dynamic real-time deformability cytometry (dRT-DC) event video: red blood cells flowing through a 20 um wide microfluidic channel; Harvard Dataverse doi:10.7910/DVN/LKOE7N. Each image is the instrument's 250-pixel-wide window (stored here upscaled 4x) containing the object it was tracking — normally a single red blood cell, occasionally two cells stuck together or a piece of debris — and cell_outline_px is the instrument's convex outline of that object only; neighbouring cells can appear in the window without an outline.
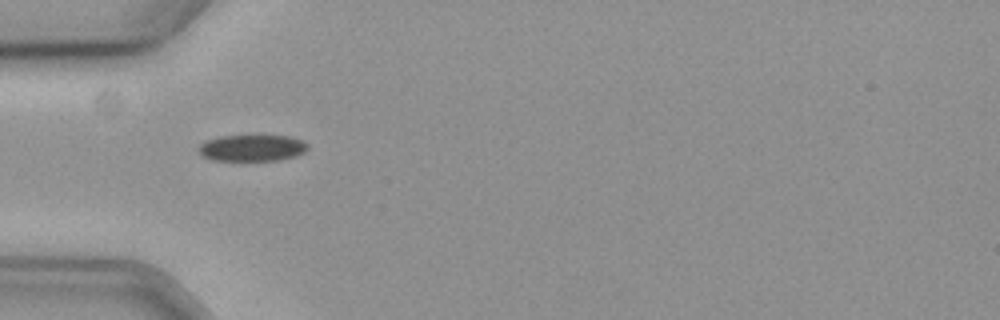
{"species": "common noctule bat (a hibernating species)", "species_latin": "Nyctalus noctula", "temperature_condition": "cold", "stored_images_in_passage": 40, "camera_frame_rate_fps": 3000, "um_per_image_px": 0.085, "animal": {"sex": "female", "body_mass_g": 19.3, "forearm_length_mm": 54.1}, "frame": {"image": 1, "passage_image": 1, "time_ms": 0.0, "image_size_px": [1000, 320], "cell_outline_px": [[308, 148], [304, 152], [296, 156], [276, 160], [212, 160], [204, 156], [200, 152], [200, 144], [216, 136], [292, 136], [308, 144]], "centroid_in_image_um": [21.45, 12.57], "position_along_channel_um": 63.5, "area_um2": 16.59}}
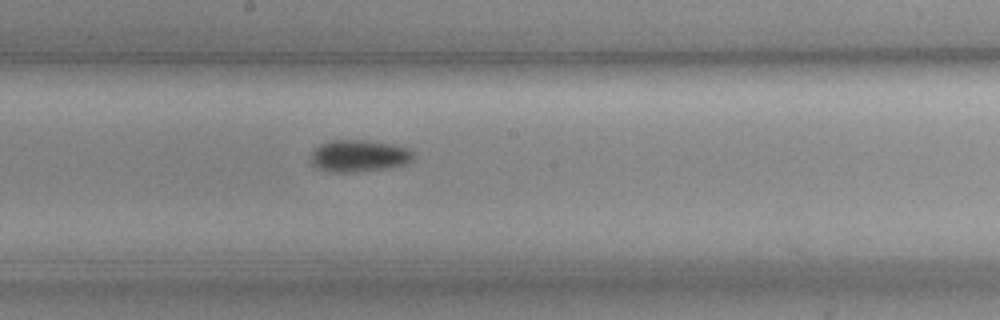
{"frame": {"image": 2, "passage_image": 14, "time_ms": 4.333, "image_size_px": [1000, 320], "cell_outline_px": [[416, 156], [412, 160], [404, 164], [384, 168], [352, 172], [332, 172], [320, 168], [312, 164], [312, 152], [320, 144], [332, 140], [368, 140], [396, 144], [408, 148]], "centroid_in_image_um": [30.55, 13.23], "position_along_channel_um": 217.6, "area_um2": 18.96}}
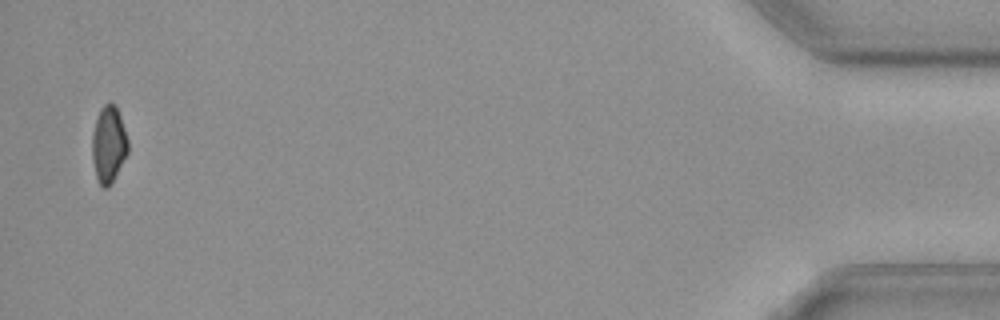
{"frame": {"image": 3, "passage_image": 39, "time_ms": 12.667, "image_size_px": [1000, 320], "cell_outline_px": [[128, 152], [112, 184], [108, 188], [104, 188], [100, 184], [96, 176], [92, 160], [92, 132], [100, 108], [104, 104], [116, 104], [128, 140]], "centroid_in_image_um": [9.23, 12.3], "position_along_channel_um": 426.0, "area_um2": 16.07}}